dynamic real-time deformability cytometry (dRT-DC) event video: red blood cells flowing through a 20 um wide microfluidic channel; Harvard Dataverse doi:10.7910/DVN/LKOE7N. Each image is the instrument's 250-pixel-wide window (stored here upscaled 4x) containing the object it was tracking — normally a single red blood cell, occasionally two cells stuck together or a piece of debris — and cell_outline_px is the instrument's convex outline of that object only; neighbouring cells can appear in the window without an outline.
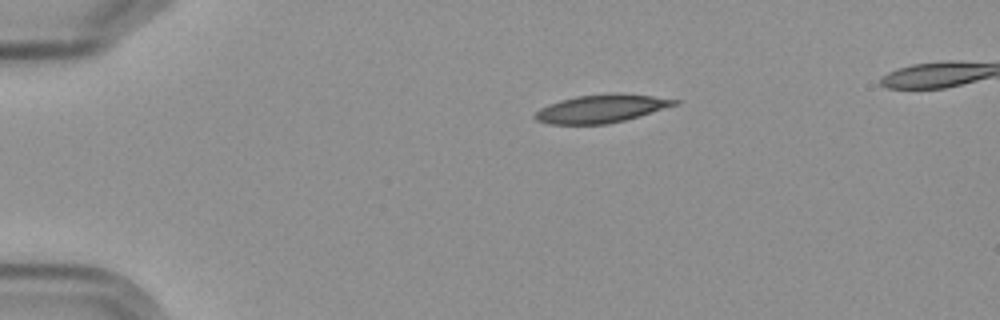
{"species": "Egyptian fruit bat (a non-hibernating species)", "species_latin": "Rousettus aegyptiacus", "temperature_condition": "cold", "stored_images_in_passage": 3, "camera_frame_rate_fps": 3000, "um_per_image_px": 0.085, "frame": {"image": 1, "passage_image": 1, "time_ms": 0.0, "image_size_px": [1000, 320], "cell_outline_px": [[680, 104], [640, 116], [608, 124], [548, 124], [536, 120], [532, 116], [540, 108], [548, 104], [560, 100], [576, 96], [608, 92], [620, 92], [652, 96], [680, 100]], "centroid_in_image_um": [51.12, 9.22], "position_along_channel_um": 33.9, "area_um2": 23.24}}
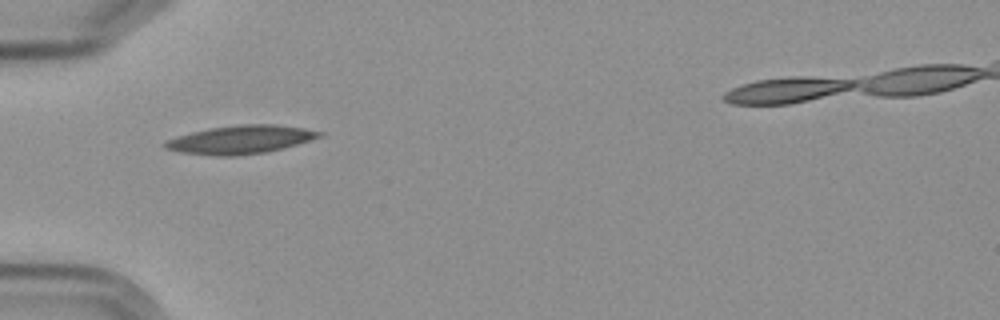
{"frame": {"image": 2, "passage_image": 3, "time_ms": 2.333, "image_size_px": [1000, 320], "cell_outline_px": [[324, 132], [320, 136], [284, 148], [264, 152], [236, 156], [216, 156], [180, 152], [164, 148], [160, 144], [168, 140], [192, 132], [208, 128], [240, 124], [276, 124], [304, 128]], "centroid_in_image_um": [20.42, 11.86], "position_along_channel_um": 64.6, "area_um2": 25.32}}